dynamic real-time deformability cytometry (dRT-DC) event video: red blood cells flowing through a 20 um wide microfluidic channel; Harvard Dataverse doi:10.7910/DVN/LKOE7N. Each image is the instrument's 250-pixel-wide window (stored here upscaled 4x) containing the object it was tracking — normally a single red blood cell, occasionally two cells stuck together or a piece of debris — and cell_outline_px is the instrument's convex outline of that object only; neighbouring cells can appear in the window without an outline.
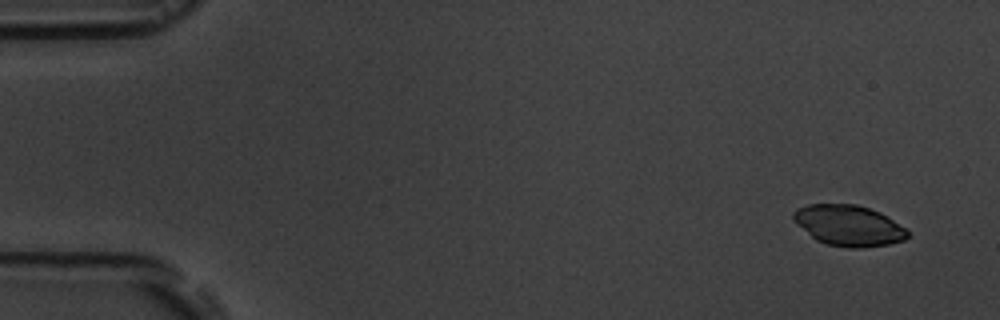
{"species": "common noctule bat (a hibernating species)", "species_latin": "Nyctalus noctula", "temperature_condition": "room temperature", "stored_images_in_passage": 4, "camera_frame_rate_fps": 3000, "um_per_image_px": 0.085, "animal": {"sex": "male", "body_mass_g": 19.5, "forearm_length_mm": 54.6}, "frame": {"image": 1, "passage_image": 1, "time_ms": 0.0, "image_size_px": [1000, 320], "cell_outline_px": [[908, 236], [904, 240], [888, 244], [860, 248], [848, 248], [828, 244], [816, 240], [796, 224], [792, 220], [792, 212], [796, 208], [808, 204], [856, 204], [880, 212], [888, 216], [908, 228]], "centroid_in_image_um": [72.13, 19.16], "position_along_channel_um": 12.9, "area_um2": 27.4}}